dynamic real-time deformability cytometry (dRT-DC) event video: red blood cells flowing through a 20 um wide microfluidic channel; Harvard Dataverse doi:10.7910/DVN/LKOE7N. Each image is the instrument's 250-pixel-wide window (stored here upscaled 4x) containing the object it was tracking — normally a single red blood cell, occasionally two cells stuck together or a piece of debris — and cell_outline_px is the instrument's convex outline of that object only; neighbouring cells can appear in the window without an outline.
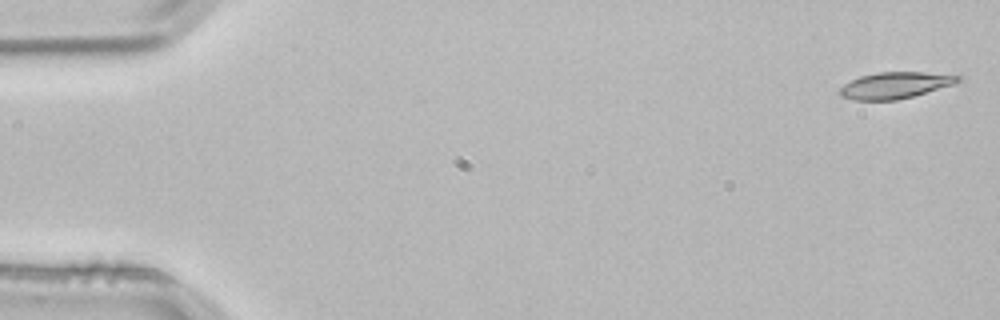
{"species": "common noctule bat (a hibernating species)", "species_latin": "Nyctalus noctula", "temperature_condition": "room temperature", "stored_images_in_passage": 4, "camera_frame_rate_fps": 3000, "um_per_image_px": 0.085, "animal": {"sex": "male", "body_mass_g": 21.5, "forearm_length_mm": 52.0}, "frame": {"image": 1, "passage_image": 1, "time_ms": 0.0, "image_size_px": [1000, 320], "cell_outline_px": [[964, 76], [960, 80], [952, 84], [912, 96], [896, 100], [852, 100], [840, 96], [840, 88], [844, 84], [860, 76], [880, 72], [924, 72]], "centroid_in_image_um": [76.05, 7.24], "position_along_channel_um": 8.9, "area_um2": 17.92}}
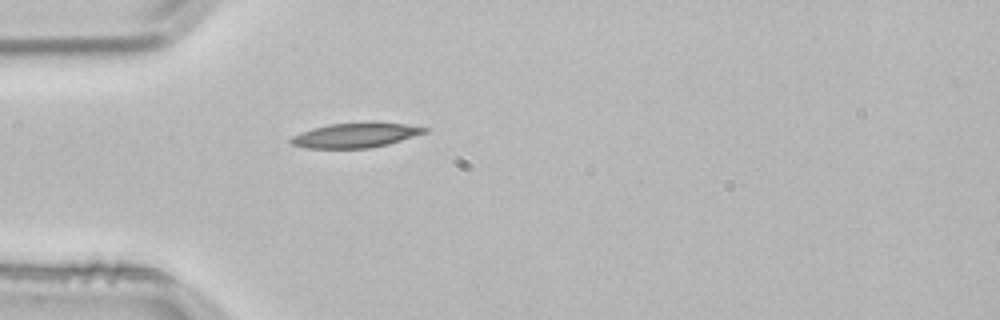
{"frame": {"image": 2, "passage_image": 4, "time_ms": 1.0, "image_size_px": [1000, 320], "cell_outline_px": [[428, 132], [388, 144], [368, 148], [308, 148], [292, 144], [288, 140], [292, 136], [300, 132], [312, 128], [328, 124], [404, 124], [428, 128]], "centroid_in_image_um": [30.16, 11.52], "position_along_channel_um": 54.8, "area_um2": 18.61}}